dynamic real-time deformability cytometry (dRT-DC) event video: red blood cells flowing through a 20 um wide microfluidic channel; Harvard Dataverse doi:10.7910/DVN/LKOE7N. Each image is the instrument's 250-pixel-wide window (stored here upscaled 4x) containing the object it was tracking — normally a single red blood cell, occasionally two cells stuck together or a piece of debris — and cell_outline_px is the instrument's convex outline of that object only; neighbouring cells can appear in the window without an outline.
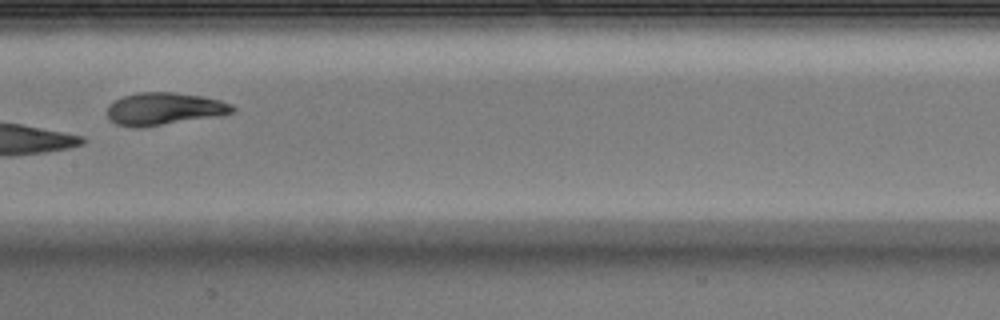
{"species": "Egyptian fruit bat (a non-hibernating species)", "species_latin": "Rousettus aegyptiacus", "temperature_condition": "warm", "stored_images_in_passage": 7, "camera_frame_rate_fps": 3000, "um_per_image_px": 0.085, "animal": {"sex": "male"}, "frame": {"image": 1, "passage_image": 7, "time_ms": 2.0, "image_size_px": [1000, 320], "cell_outline_px": [[236, 112], [216, 116], [160, 124], [116, 124], [108, 120], [108, 104], [124, 96], [136, 92], [176, 92], [204, 96], [220, 100], [232, 104], [236, 108]], "centroid_in_image_um": [14.02, 9.19], "position_along_channel_um": 193.4, "area_um2": 22.95}}